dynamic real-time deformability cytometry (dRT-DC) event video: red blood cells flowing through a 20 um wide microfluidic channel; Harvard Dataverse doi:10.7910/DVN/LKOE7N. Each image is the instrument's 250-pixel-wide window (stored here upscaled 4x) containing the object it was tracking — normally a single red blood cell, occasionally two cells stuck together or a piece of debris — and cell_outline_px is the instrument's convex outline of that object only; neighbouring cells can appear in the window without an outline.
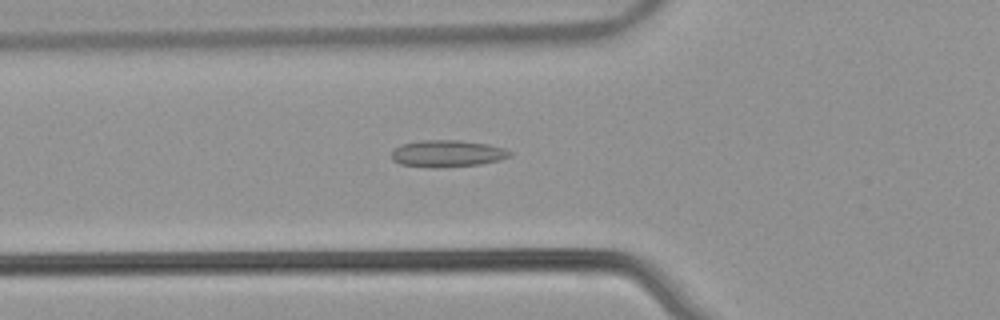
{"species": "common noctule bat (a hibernating species)", "species_latin": "Nyctalus noctula", "temperature_condition": "warm", "stored_images_in_passage": 41, "camera_frame_rate_fps": 3000, "um_per_image_px": 0.085, "animal": {"sex": "male", "body_mass_g": 21.5, "forearm_length_mm": 52.0}, "frame": {"image": 1, "passage_image": 14, "time_ms": 4.333, "image_size_px": [1000, 320], "cell_outline_px": [[512, 156], [500, 160], [480, 164], [440, 168], [432, 168], [400, 164], [392, 160], [392, 152], [396, 148], [404, 144], [420, 140], [460, 140], [488, 144], [504, 148], [512, 152]], "centroid_in_image_um": [38.05, 13.06], "position_along_channel_um": 87.7, "area_um2": 18.61}}
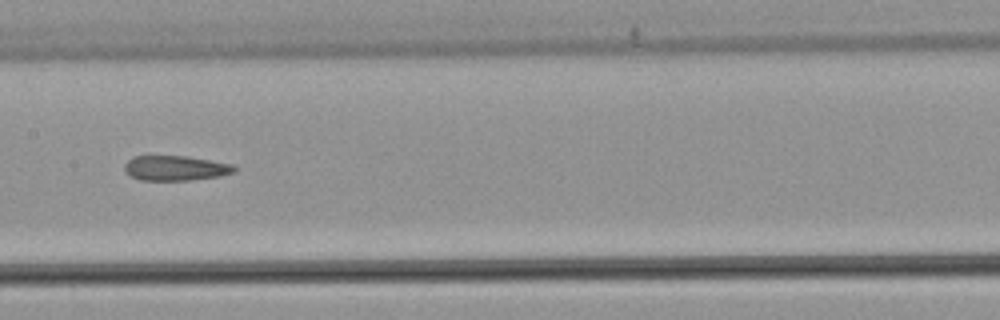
{"frame": {"image": 2, "passage_image": 22, "time_ms": 7.0, "image_size_px": [1000, 320], "cell_outline_px": [[236, 172], [220, 176], [188, 180], [140, 180], [132, 176], [124, 168], [124, 164], [132, 156], [184, 156], [232, 164], [236, 168]], "centroid_in_image_um": [14.92, 14.29], "position_along_channel_um": 192.5, "area_um2": 15.78}}
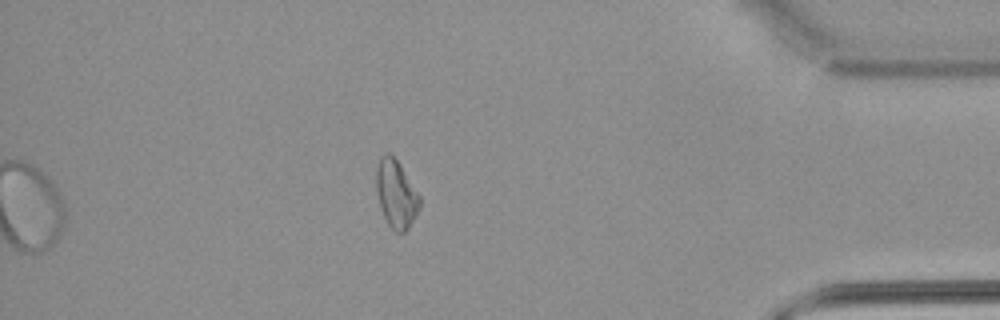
{"frame": {"image": 3, "passage_image": 41, "time_ms": 13.333, "image_size_px": [1000, 320], "cell_outline_px": [[420, 204], [408, 228], [404, 232], [396, 232], [388, 224], [380, 208], [376, 192], [376, 168], [380, 156], [384, 152], [388, 152], [400, 164], [420, 196]], "centroid_in_image_um": [33.63, 16.45], "position_along_channel_um": 401.6, "area_um2": 16.99}, "authors_computed_cell_mechanics": {"area_um2": 16.9932, "velocity_mm_per_s": 3.9056, "shape_relaxation_time_tau1_ms": null, "shape_relaxation_time_tau2_ms": 5.5434, "deformation_change_tau1": null, "deformation_change_tau2": 0.1654}}